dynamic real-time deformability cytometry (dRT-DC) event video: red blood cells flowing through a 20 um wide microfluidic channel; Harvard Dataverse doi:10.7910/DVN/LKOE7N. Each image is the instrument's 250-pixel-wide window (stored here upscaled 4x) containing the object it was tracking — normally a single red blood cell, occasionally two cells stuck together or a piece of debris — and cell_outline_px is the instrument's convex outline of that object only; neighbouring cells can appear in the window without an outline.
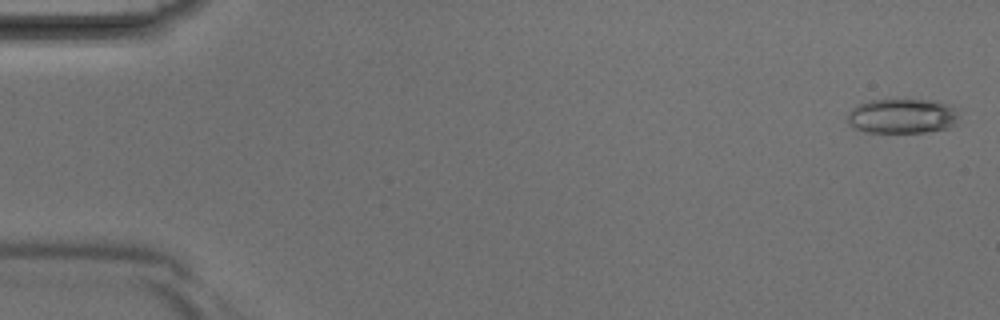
{"species": "Egyptian fruit bat (a non-hibernating species)", "species_latin": "Rousettus aegyptiacus", "temperature_condition": "room temperature", "stored_images_in_passage": 38, "camera_frame_rate_fps": 3000, "um_per_image_px": 0.085, "animal": {"sex": "male"}, "frame": {"image": 1, "passage_image": 1, "time_ms": 0.0, "image_size_px": [1000, 320], "cell_outline_px": [[960, 124], [948, 128], [924, 132], [864, 132], [852, 128], [844, 120], [844, 116], [852, 108], [868, 100], [932, 100], [944, 104], [952, 108], [960, 116]], "centroid_in_image_um": [76.64, 9.89], "position_along_channel_um": 8.4, "area_um2": 22.95}}
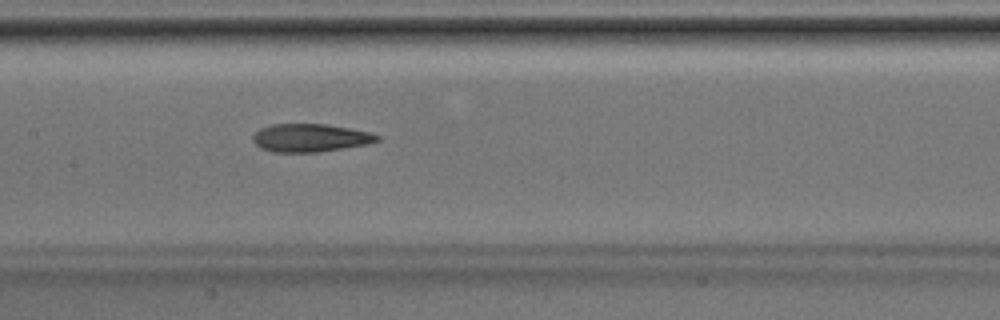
{"frame": {"image": 2, "passage_image": 20, "time_ms": 6.333, "image_size_px": [1000, 320], "cell_outline_px": [[380, 140], [368, 144], [344, 148], [316, 152], [272, 152], [260, 148], [252, 140], [252, 136], [260, 128], [272, 124], [324, 124], [352, 128], [368, 132], [380, 136]], "centroid_in_image_um": [26.36, 11.71], "position_along_channel_um": 181.0, "area_um2": 20.35}}
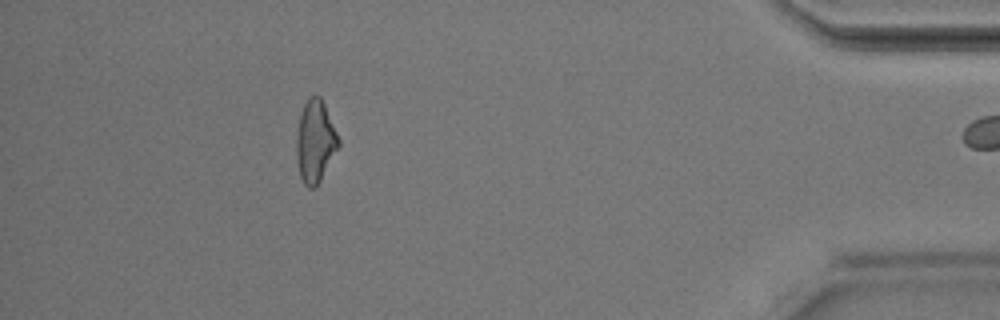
{"frame": {"image": 3, "passage_image": 37, "time_ms": 12.0, "image_size_px": [1000, 320], "cell_outline_px": [[340, 144], [320, 180], [312, 188], [308, 188], [304, 184], [300, 176], [296, 156], [296, 136], [300, 112], [308, 96], [320, 96], [324, 104], [340, 140]], "centroid_in_image_um": [26.77, 11.99], "position_along_channel_um": 408.4, "area_um2": 19.94}}